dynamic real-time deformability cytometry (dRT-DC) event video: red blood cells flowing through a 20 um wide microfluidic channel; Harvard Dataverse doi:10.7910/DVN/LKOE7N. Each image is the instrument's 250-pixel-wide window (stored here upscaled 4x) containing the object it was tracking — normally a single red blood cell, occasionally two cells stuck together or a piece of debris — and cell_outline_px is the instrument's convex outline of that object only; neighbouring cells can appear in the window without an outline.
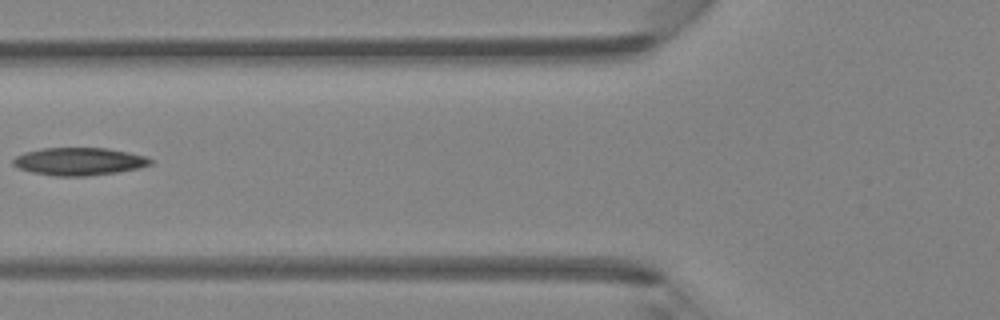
{"species": "Egyptian fruit bat (a non-hibernating species)", "species_latin": "Rousettus aegyptiacus", "temperature_condition": "room temperature", "stored_images_in_passage": 6, "camera_frame_rate_fps": 3000, "um_per_image_px": 0.085, "animal": {"sex": "female"}, "frame": {"image": 1, "passage_image": 6, "time_ms": 6.667, "image_size_px": [1000, 320], "cell_outline_px": [[152, 164], [140, 168], [116, 172], [88, 176], [56, 176], [32, 172], [20, 168], [12, 164], [12, 160], [16, 156], [24, 152], [44, 148], [108, 148], [128, 152], [144, 156], [152, 160]], "centroid_in_image_um": [6.72, 13.72], "position_along_channel_um": 119.1, "area_um2": 22.08}}